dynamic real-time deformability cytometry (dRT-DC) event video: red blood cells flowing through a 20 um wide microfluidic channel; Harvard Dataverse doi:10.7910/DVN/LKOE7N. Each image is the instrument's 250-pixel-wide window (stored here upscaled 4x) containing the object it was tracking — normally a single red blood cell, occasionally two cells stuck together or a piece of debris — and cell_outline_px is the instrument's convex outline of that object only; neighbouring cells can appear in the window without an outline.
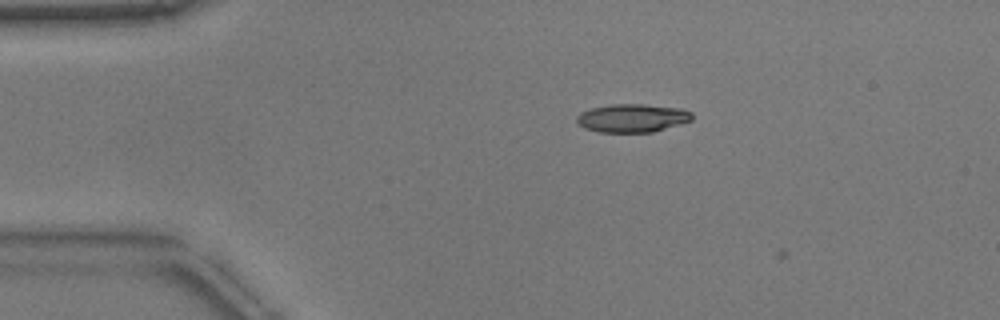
{"species": "common noctule bat (a hibernating species)", "species_latin": "Nyctalus noctula", "temperature_condition": "warm", "stored_images_in_passage": 4, "camera_frame_rate_fps": 3000, "um_per_image_px": 0.085, "animal": {"sex": "male", "body_mass_g": 17.9}, "frame": {"image": 1, "passage_image": 3, "time_ms": 0.667, "image_size_px": [1000, 320], "cell_outline_px": [[692, 120], [652, 132], [600, 132], [584, 128], [576, 124], [576, 116], [580, 112], [592, 108], [612, 104], [644, 104], [684, 108], [692, 112]], "centroid_in_image_um": [53.73, 10.03], "position_along_channel_um": 31.3, "area_um2": 19.13}}